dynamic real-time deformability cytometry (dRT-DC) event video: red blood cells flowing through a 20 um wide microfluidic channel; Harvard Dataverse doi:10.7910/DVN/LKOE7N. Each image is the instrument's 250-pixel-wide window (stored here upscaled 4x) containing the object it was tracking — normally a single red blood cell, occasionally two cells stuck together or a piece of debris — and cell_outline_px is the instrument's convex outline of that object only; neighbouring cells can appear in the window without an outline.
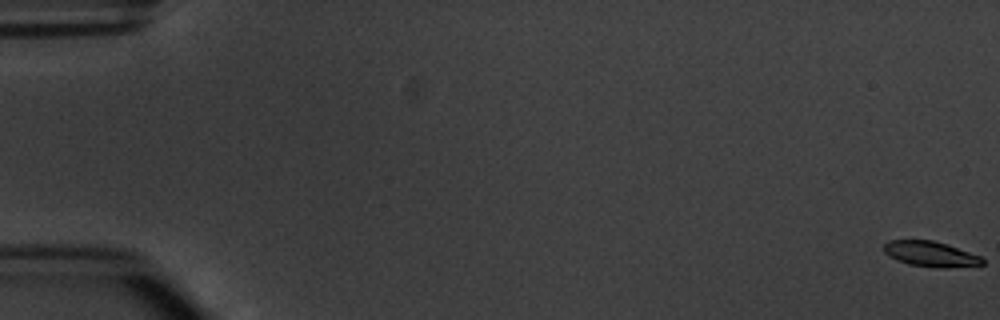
{"species": "common noctule bat (a hibernating species)", "species_latin": "Nyctalus noctula", "temperature_condition": "warm", "stored_images_in_passage": 6, "segment_of_instrument_passage": [1, 2], "camera_frame_rate_fps": 3000, "um_per_image_px": 0.085, "animal": {"sex": "male", "body_mass_g": 20.1, "forearm_length_mm": 53.5}, "frame": {"image": 1, "passage_image": 1, "time_ms": 0.0, "image_size_px": [1000, 320], "cell_outline_px": [[984, 264], [948, 268], [936, 268], [908, 264], [896, 260], [884, 252], [884, 244], [888, 240], [932, 240], [948, 244], [980, 256], [984, 260]], "centroid_in_image_um": [79.1, 21.59], "position_along_channel_um": 5.9, "area_um2": 14.62}}
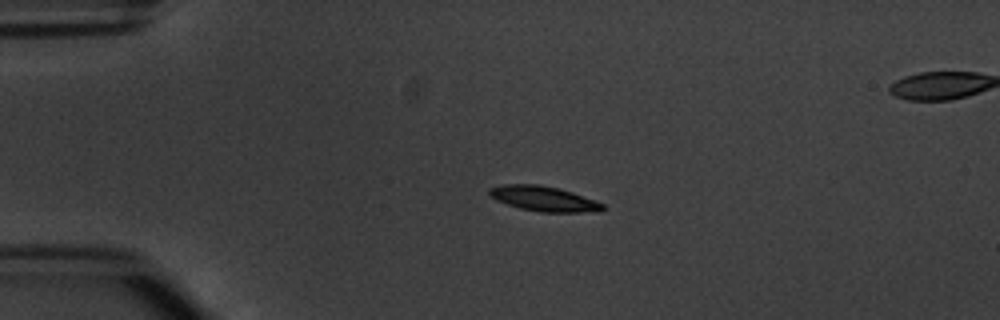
{"frame": {"image": 2, "passage_image": 4, "time_ms": 4.333, "image_size_px": [1000, 320], "cell_outline_px": [[604, 208], [600, 212], [540, 212], [520, 208], [496, 200], [488, 192], [488, 188], [504, 184], [536, 184], [556, 188], [572, 192], [596, 200], [604, 204]], "centroid_in_image_um": [46.24, 16.89], "position_along_channel_um": 38.8, "area_um2": 16.47}}